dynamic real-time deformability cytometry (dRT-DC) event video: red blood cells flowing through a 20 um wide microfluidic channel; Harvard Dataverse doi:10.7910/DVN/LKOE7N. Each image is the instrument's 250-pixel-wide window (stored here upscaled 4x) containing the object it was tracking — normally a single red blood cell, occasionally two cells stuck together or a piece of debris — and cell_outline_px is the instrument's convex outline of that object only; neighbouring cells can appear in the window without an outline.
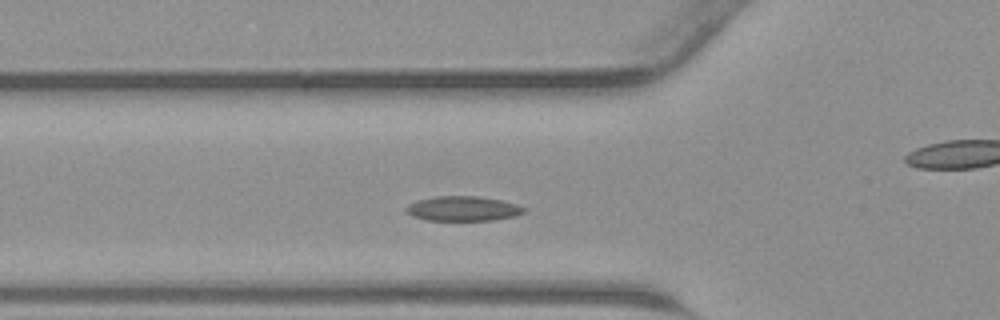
{"species": "common noctule bat (a hibernating species)", "species_latin": "Nyctalus noctula", "temperature_condition": "warm", "stored_images_in_passage": 42, "camera_frame_rate_fps": 3000, "um_per_image_px": 0.085, "animal": {"sex": "male", "body_mass_g": 23.1, "forearm_length_mm": 52.7}, "frame": {"image": 1, "passage_image": 12, "time_ms": 3.667, "image_size_px": [1000, 320], "cell_outline_px": [[524, 212], [516, 216], [492, 220], [428, 220], [412, 216], [404, 208], [408, 204], [420, 200], [436, 196], [476, 196], [500, 200], [516, 204], [524, 208]], "centroid_in_image_um": [39.34, 17.73], "position_along_channel_um": 86.5, "area_um2": 16.76}}
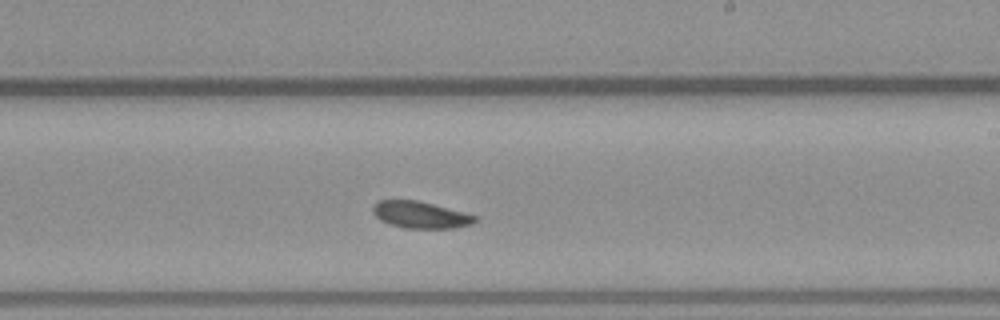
{"frame": {"image": 2, "passage_image": 23, "time_ms": 7.333, "image_size_px": [1000, 320], "cell_outline_px": [[476, 220], [468, 224], [456, 228], [408, 228], [388, 224], [380, 220], [372, 212], [372, 208], [376, 200], [420, 200], [464, 212], [476, 216]], "centroid_in_image_um": [35.69, 18.24], "position_along_channel_um": 253.3, "area_um2": 15.95}}
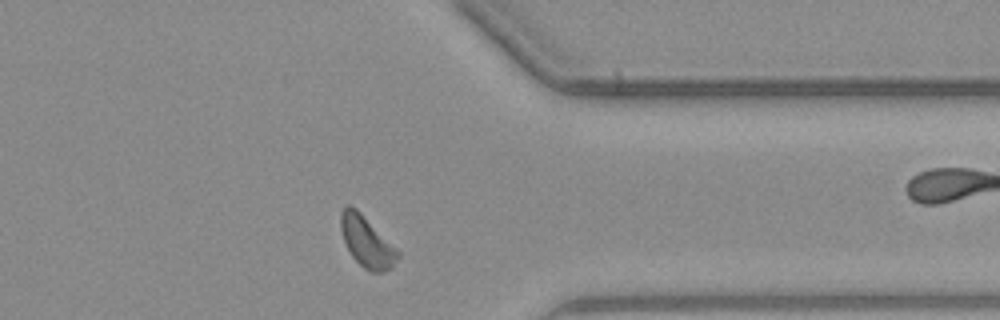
{"frame": {"image": 3, "passage_image": 32, "time_ms": 10.333, "image_size_px": [1000, 320], "cell_outline_px": [[400, 256], [384, 272], [372, 272], [364, 268], [352, 256], [344, 240], [340, 228], [340, 212], [348, 204], [356, 208], [400, 252]], "centroid_in_image_um": [31.15, 20.53], "position_along_channel_um": 380.3, "area_um2": 16.47}}